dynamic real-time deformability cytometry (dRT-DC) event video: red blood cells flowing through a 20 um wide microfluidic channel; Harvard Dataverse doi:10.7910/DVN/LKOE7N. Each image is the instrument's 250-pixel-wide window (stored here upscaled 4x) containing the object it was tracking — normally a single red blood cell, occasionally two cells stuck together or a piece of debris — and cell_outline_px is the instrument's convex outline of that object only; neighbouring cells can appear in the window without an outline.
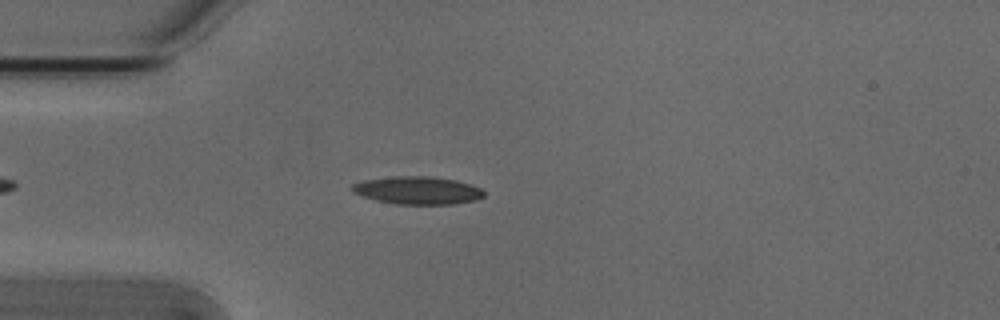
{"species": "Egyptian fruit bat (a non-hibernating species)", "species_latin": "Rousettus aegyptiacus", "temperature_condition": "cold", "stored_images_in_passage": 4, "camera_frame_rate_fps": 3000, "um_per_image_px": 0.085, "animal": {"sex": "male"}, "frame": {"image": 1, "passage_image": 3, "time_ms": 0.667, "image_size_px": [1000, 320], "cell_outline_px": [[484, 196], [476, 200], [452, 204], [396, 204], [376, 200], [352, 192], [352, 184], [364, 180], [392, 176], [432, 176], [456, 180], [480, 188], [484, 192]], "centroid_in_image_um": [35.49, 16.17], "position_along_channel_um": 49.5, "area_um2": 21.27}}